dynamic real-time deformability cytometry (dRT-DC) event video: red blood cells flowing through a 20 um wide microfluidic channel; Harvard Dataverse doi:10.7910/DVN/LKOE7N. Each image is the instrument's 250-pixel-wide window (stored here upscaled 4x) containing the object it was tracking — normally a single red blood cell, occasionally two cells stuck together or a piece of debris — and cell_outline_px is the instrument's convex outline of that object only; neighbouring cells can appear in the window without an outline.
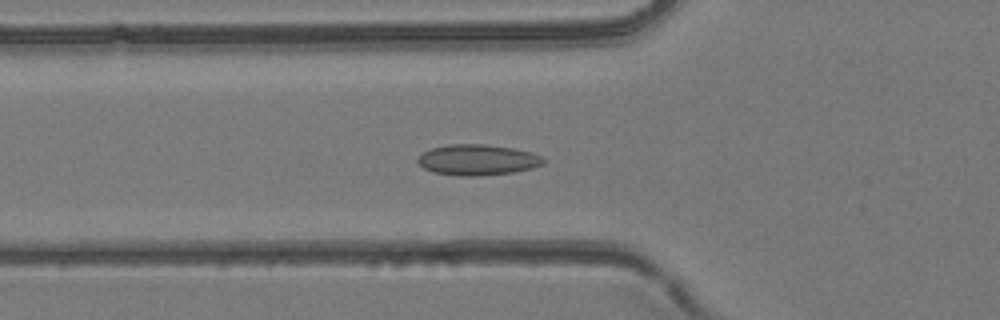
{"species": "common noctule bat (a hibernating species)", "species_latin": "Nyctalus noctula", "temperature_condition": "room temperature", "stored_images_in_passage": 43, "camera_frame_rate_fps": 3000, "um_per_image_px": 0.085, "animal": {"sex": "female", "body_mass_g": 24.6, "forearm_length_mm": 56.2}, "frame": {"image": 1, "passage_image": 15, "time_ms": 4.667, "image_size_px": [1000, 320], "cell_outline_px": [[544, 164], [532, 168], [512, 172], [480, 176], [460, 176], [432, 172], [424, 168], [416, 160], [424, 152], [432, 148], [448, 144], [484, 144], [512, 148], [532, 152], [540, 156], [544, 160]], "centroid_in_image_um": [40.59, 13.59], "position_along_channel_um": 85.2, "area_um2": 22.43}}
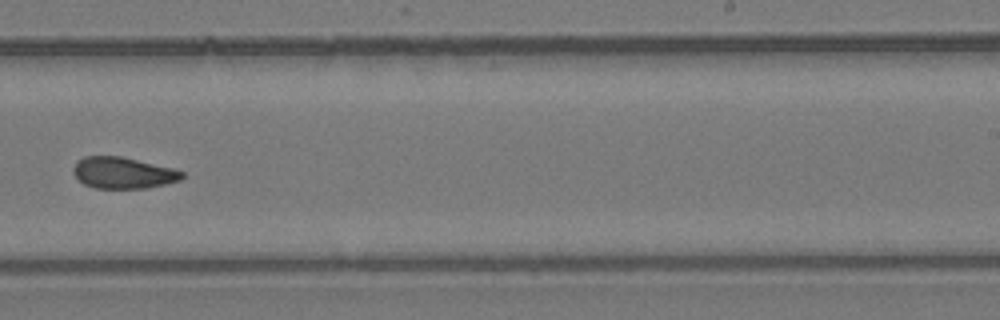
{"frame": {"image": 2, "passage_image": 27, "time_ms": 8.667, "image_size_px": [1000, 320], "cell_outline_px": [[184, 176], [180, 180], [148, 188], [96, 188], [84, 184], [72, 172], [72, 168], [76, 160], [84, 156], [120, 156], [172, 168], [184, 172]], "centroid_in_image_um": [10.43, 14.69], "position_along_channel_um": 278.6, "area_um2": 19.83}}
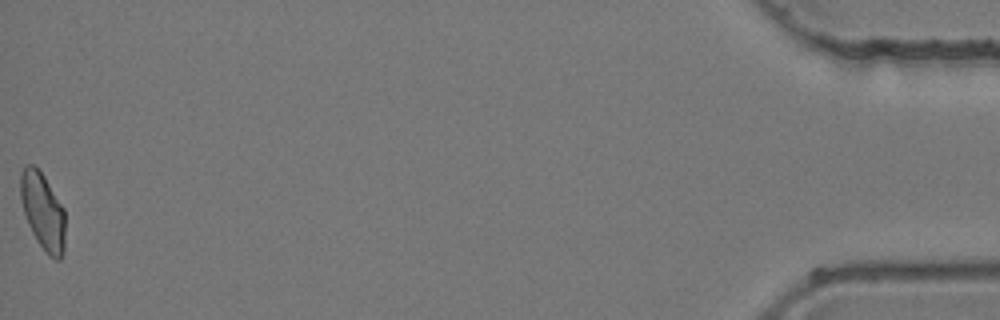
{"frame": {"image": 3, "passage_image": 43, "time_ms": 14.0, "image_size_px": [1000, 320], "cell_outline_px": [[64, 252], [60, 260], [56, 260], [48, 256], [32, 232], [28, 224], [20, 200], [20, 172], [28, 164], [32, 164], [44, 176], [64, 208]], "centroid_in_image_um": [3.64, 17.97], "position_along_channel_um": 431.6, "area_um2": 19.94}}